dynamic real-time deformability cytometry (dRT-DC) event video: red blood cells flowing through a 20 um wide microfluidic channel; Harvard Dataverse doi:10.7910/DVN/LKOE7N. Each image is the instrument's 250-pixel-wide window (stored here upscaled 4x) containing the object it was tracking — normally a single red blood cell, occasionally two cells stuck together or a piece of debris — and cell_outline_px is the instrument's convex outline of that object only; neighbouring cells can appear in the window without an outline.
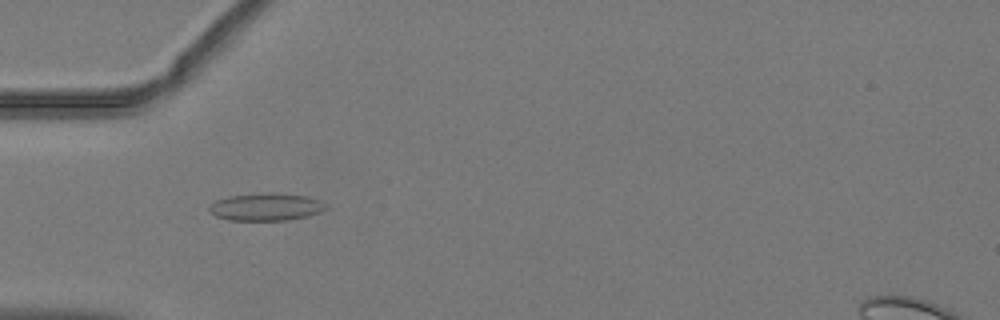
{"species": "common noctule bat (a hibernating species)", "species_latin": "Nyctalus noctula", "temperature_condition": "warm", "stored_images_in_passage": 22, "camera_frame_rate_fps": 3000, "um_per_image_px": 0.085, "animal": {"sex": "male", "body_mass_g": 19.2, "forearm_length_mm": 51.8}, "frame": {"image": 1, "passage_image": 6, "time_ms": 1.667, "image_size_px": [1000, 320], "cell_outline_px": [[328, 208], [320, 212], [308, 216], [288, 220], [228, 220], [216, 216], [208, 212], [208, 208], [216, 200], [228, 196], [268, 192], [272, 192], [308, 196], [320, 200]], "centroid_in_image_um": [22.61, 17.58], "position_along_channel_um": 62.4, "area_um2": 18.84}}
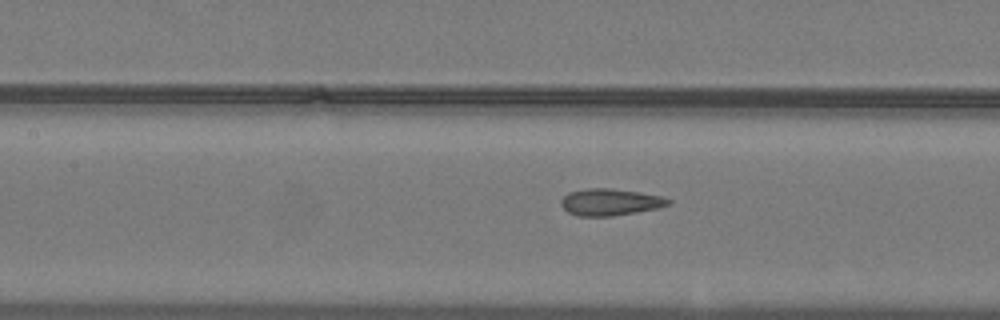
{"frame": {"image": 2, "passage_image": 13, "time_ms": 4.0, "image_size_px": [1000, 320], "cell_outline_px": [[672, 204], [656, 208], [636, 212], [612, 216], [576, 216], [568, 212], [560, 204], [560, 200], [568, 192], [588, 188], [612, 188], [640, 192], [660, 196], [672, 200]], "centroid_in_image_um": [51.85, 17.17], "position_along_channel_um": 155.6, "area_um2": 16.82}}
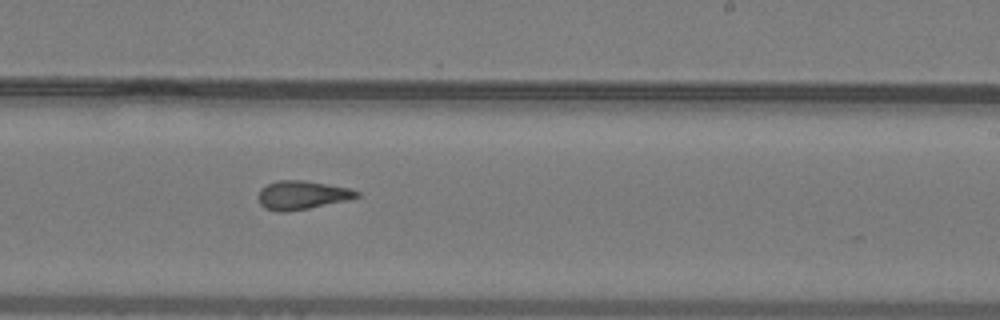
{"frame": {"image": 3, "passage_image": 21, "time_ms": 6.667, "image_size_px": [1000, 320], "cell_outline_px": [[360, 196], [348, 200], [308, 208], [284, 212], [276, 212], [264, 208], [260, 204], [260, 188], [276, 180], [304, 180], [328, 184], [348, 188], [360, 192]], "centroid_in_image_um": [25.67, 16.58], "position_along_channel_um": 263.3, "area_um2": 16.36}}